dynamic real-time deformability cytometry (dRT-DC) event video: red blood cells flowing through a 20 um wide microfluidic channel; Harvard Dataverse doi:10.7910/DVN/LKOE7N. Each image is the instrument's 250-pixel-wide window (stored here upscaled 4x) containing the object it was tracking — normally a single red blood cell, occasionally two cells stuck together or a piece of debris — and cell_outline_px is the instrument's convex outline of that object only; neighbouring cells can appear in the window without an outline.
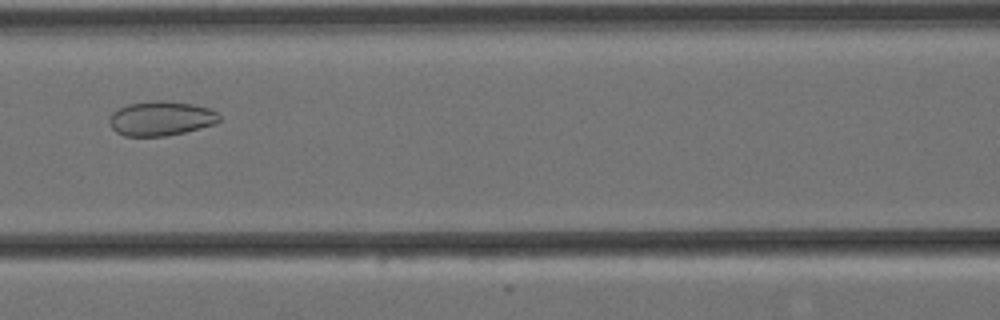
{"species": "Egyptian fruit bat (a non-hibernating species)", "species_latin": "Rousettus aegyptiacus", "temperature_condition": "cold", "stored_images_in_passage": 10, "camera_frame_rate_fps": 3000, "um_per_image_px": 0.085, "animal": {"sex": "female"}, "frame": {"image": 1, "passage_image": 7, "time_ms": 2.0, "image_size_px": [1000, 320], "cell_outline_px": [[220, 120], [216, 124], [184, 132], [164, 136], [124, 136], [116, 132], [112, 128], [108, 120], [112, 112], [128, 104], [152, 100], [164, 100], [192, 104], [208, 108], [216, 112], [220, 116]], "centroid_in_image_um": [13.67, 10.06], "position_along_channel_um": 152.9, "area_um2": 22.14}}
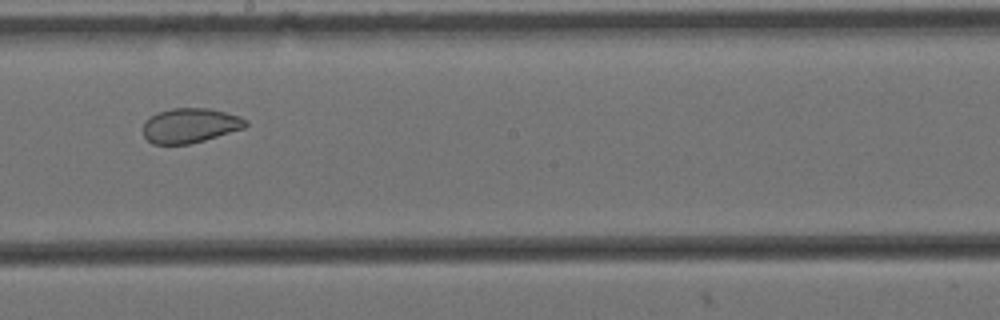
{"frame": {"image": 2, "passage_image": 9, "time_ms": 2.667, "image_size_px": [1000, 320], "cell_outline_px": [[248, 124], [244, 128], [204, 140], [188, 144], [152, 144], [144, 136], [144, 120], [156, 112], [172, 108], [208, 108], [240, 116], [248, 120]], "centroid_in_image_um": [16.14, 10.66], "position_along_channel_um": 232.1, "area_um2": 20.75}}
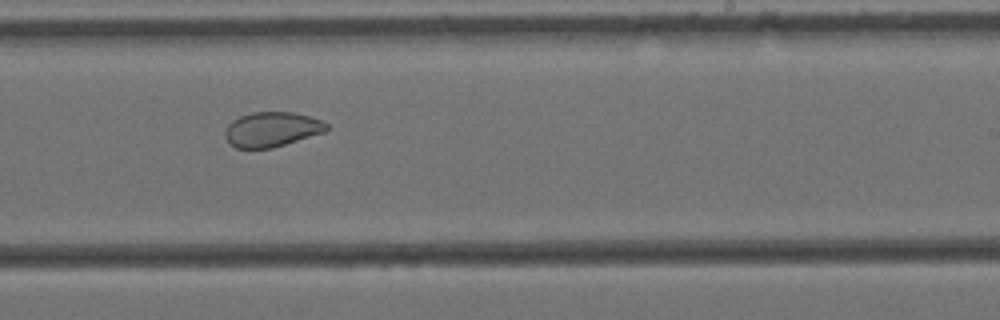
{"frame": {"image": 3, "passage_image": 10, "time_ms": 3.0, "image_size_px": [1000, 320], "cell_outline_px": [[328, 128], [324, 132], [272, 148], [236, 148], [228, 144], [224, 136], [224, 132], [228, 124], [232, 120], [240, 116], [252, 112], [292, 112], [324, 120], [328, 124]], "centroid_in_image_um": [23.07, 10.99], "position_along_channel_um": 265.9, "area_um2": 20.69}}